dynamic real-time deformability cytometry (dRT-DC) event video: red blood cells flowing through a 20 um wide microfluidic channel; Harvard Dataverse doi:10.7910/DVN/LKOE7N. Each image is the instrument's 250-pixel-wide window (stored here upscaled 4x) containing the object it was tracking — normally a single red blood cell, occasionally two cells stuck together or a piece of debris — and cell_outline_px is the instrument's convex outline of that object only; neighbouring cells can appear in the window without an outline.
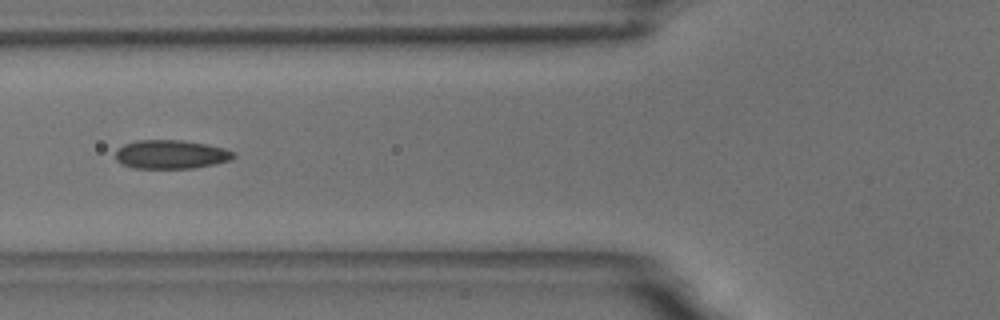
{"species": "common noctule bat (a hibernating species)", "species_latin": "Nyctalus noctula", "temperature_condition": "room temperature", "stored_images_in_passage": 40, "camera_frame_rate_fps": 3000, "um_per_image_px": 0.085, "animal": {"sex": "male", "body_mass_g": 18.8}, "frame": {"image": 1, "passage_image": 7, "time_ms": 2.0, "image_size_px": [1000, 320], "cell_outline_px": [[236, 156], [232, 160], [192, 168], [132, 168], [120, 164], [116, 160], [116, 148], [124, 144], [136, 140], [184, 140], [208, 144], [224, 148], [236, 152]], "centroid_in_image_um": [14.52, 13.11], "position_along_channel_um": 111.3, "area_um2": 20.06}}
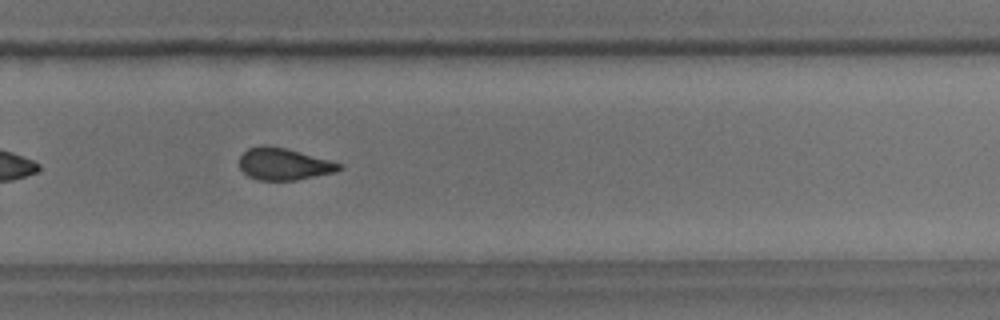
{"frame": {"image": 2, "passage_image": 23, "time_ms": 7.333, "image_size_px": [1000, 320], "cell_outline_px": [[344, 168], [336, 172], [296, 180], [256, 180], [248, 176], [240, 168], [240, 156], [248, 148], [264, 144], [268, 144], [300, 152], [344, 164]], "centroid_in_image_um": [24.14, 13.94], "position_along_channel_um": 305.7, "area_um2": 18.67}, "authors_computed_cell_mechanics": {"area_um2": 19.363, "velocity_mm_per_s": 3.6407, "shape_relaxation_time_tau1_ms": 4.5939, "shape_relaxation_time_tau2_ms": 1.6677, "deformation_change_tau1": 0.1433, "deformation_change_tau2": 0.0894}}